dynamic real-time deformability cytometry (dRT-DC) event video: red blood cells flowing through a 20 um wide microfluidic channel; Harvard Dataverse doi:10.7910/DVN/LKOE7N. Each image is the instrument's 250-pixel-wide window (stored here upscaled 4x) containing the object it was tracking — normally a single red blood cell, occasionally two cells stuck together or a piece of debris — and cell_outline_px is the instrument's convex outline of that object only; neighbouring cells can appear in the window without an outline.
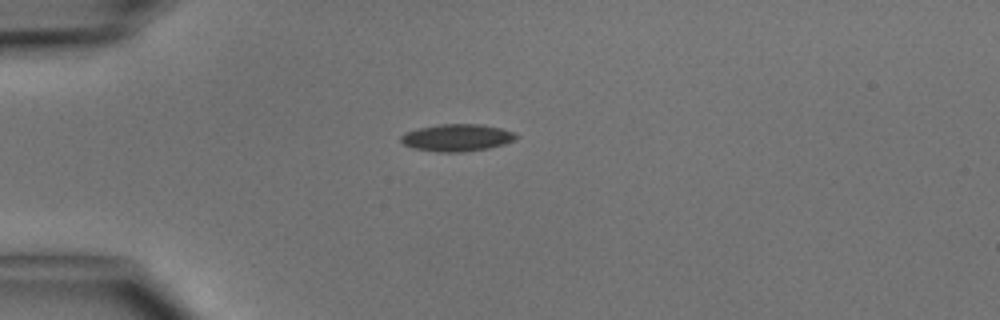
{"species": "common noctule bat (a hibernating species)", "species_latin": "Nyctalus noctula", "temperature_condition": "cold", "stored_images_in_passage": 37, "camera_frame_rate_fps": 3000, "um_per_image_px": 0.085, "animal": {"sex": "male", "body_mass_g": 15.6}, "frame": {"image": 1, "passage_image": 1, "time_ms": 0.0, "image_size_px": [1000, 320], "cell_outline_px": [[520, 136], [504, 144], [488, 148], [460, 152], [440, 152], [412, 148], [404, 144], [400, 140], [400, 136], [404, 132], [420, 128], [440, 124], [480, 124], [500, 128], [516, 132]], "centroid_in_image_um": [38.84, 11.7], "position_along_channel_um": 46.2, "area_um2": 18.21}}
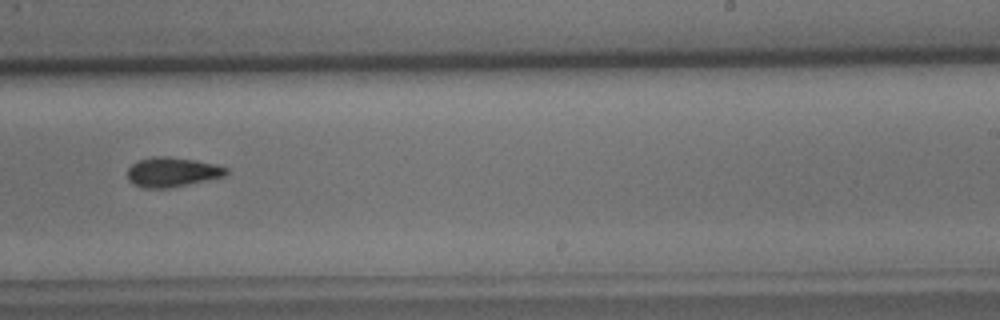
{"frame": {"image": 2, "passage_image": 19, "time_ms": 6.0, "image_size_px": [1000, 320], "cell_outline_px": [[228, 172], [224, 176], [168, 188], [144, 188], [128, 180], [128, 168], [136, 160], [152, 156], [168, 156], [196, 160], [216, 164], [228, 168]], "centroid_in_image_um": [14.62, 14.6], "position_along_channel_um": 274.4, "area_um2": 16.99}}
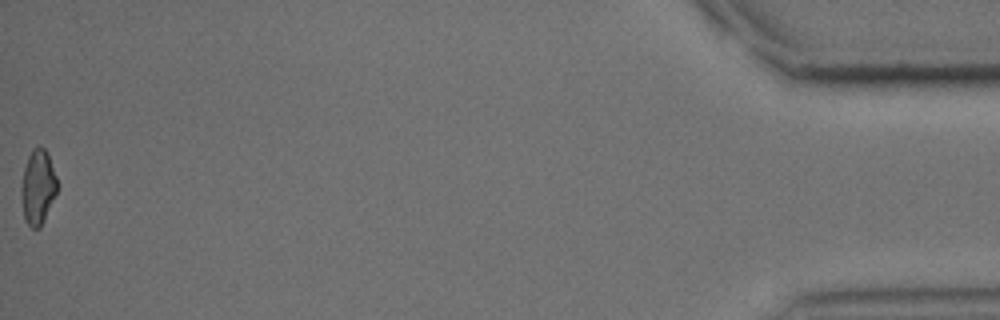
{"frame": {"image": 3, "passage_image": 37, "time_ms": 12.0, "image_size_px": [1000, 320], "cell_outline_px": [[56, 192], [40, 228], [32, 228], [24, 220], [20, 192], [20, 188], [24, 168], [28, 156], [32, 148], [40, 144], [44, 148], [48, 156], [56, 176]], "centroid_in_image_um": [3.18, 15.89], "position_along_channel_um": 432.0, "area_um2": 15.49}, "authors_computed_cell_mechanics": {"area_um2": 16.8776, "velocity_mm_per_s": 4.1357, "shape_relaxation_time_tau1_ms": 9.5272, "shape_relaxation_time_tau2_ms": 5.8065, "deformation_change_tau1": 0.1666, "deformation_change_tau2": 0.128}}